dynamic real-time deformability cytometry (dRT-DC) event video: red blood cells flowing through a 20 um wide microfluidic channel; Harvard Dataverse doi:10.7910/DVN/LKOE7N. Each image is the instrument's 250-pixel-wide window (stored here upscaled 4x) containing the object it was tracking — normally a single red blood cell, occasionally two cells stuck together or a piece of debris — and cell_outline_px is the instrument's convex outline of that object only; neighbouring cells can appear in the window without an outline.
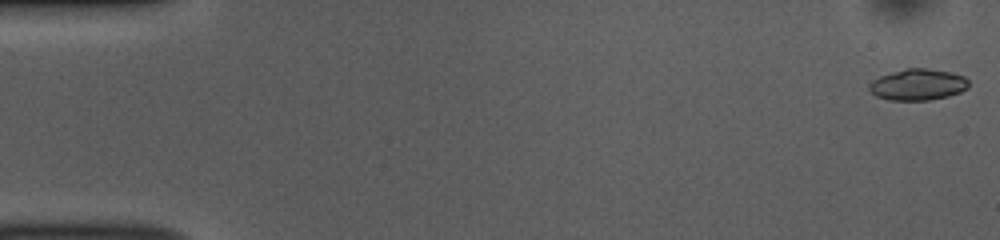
{"species": "common noctule bat (a hibernating species)", "species_latin": "Nyctalus noctula", "temperature_condition": "room temperature", "stored_images_in_passage": 51, "camera_frame_rate_fps": 3000, "um_per_image_px": 0.085, "animal": {"sex": "female", "body_mass_g": 10.0, "forearm_length_mm": 53.1}, "frame": {"image": 1, "passage_image": 1, "time_ms": 0.0, "image_size_px": [1000, 240], "cell_outline_px": [[968, 88], [960, 92], [948, 96], [928, 100], [888, 100], [876, 96], [868, 88], [868, 84], [872, 80], [880, 76], [892, 72], [908, 68], [928, 68], [952, 72], [964, 76], [968, 80]], "centroid_in_image_um": [78.02, 7.19], "position_along_channel_um": 7.0, "area_um2": 18.21}}
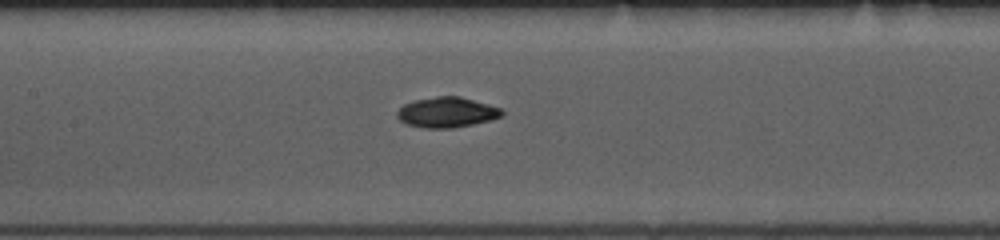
{"frame": {"image": 2, "passage_image": 24, "time_ms": 7.667, "image_size_px": [1000, 240], "cell_outline_px": [[504, 116], [492, 120], [452, 128], [424, 128], [408, 124], [400, 120], [396, 116], [396, 112], [404, 104], [416, 100], [436, 96], [460, 96], [500, 108], [504, 112]], "centroid_in_image_um": [37.99, 9.55], "position_along_channel_um": 169.4, "area_um2": 18.44}}
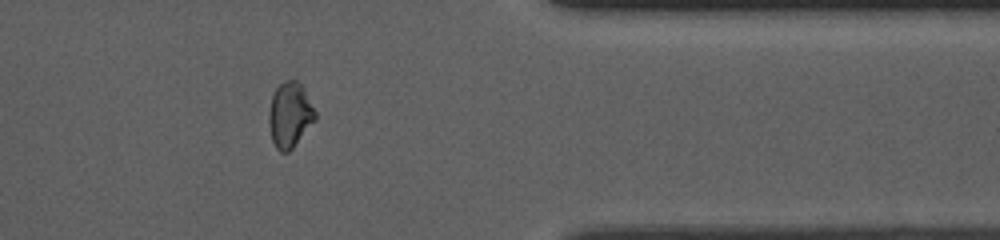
{"frame": {"image": 3, "passage_image": 42, "time_ms": 13.667, "image_size_px": [1000, 240], "cell_outline_px": [[316, 120], [292, 148], [288, 152], [280, 152], [276, 148], [272, 140], [268, 120], [268, 112], [272, 92], [280, 84], [288, 80], [296, 80], [300, 84], [316, 112]], "centroid_in_image_um": [24.61, 9.78], "position_along_channel_um": 386.8, "area_um2": 17.51}, "authors_computed_cell_mechanics": {"area_um2": 18.0336, "velocity_mm_per_s": 3.8957, "shape_relaxation_time_tau1_ms": 3.1194, "shape_relaxation_time_tau2_ms": 7.1241, "deformation_change_tau1": 0.1153, "deformation_change_tau2": 0.0727}}